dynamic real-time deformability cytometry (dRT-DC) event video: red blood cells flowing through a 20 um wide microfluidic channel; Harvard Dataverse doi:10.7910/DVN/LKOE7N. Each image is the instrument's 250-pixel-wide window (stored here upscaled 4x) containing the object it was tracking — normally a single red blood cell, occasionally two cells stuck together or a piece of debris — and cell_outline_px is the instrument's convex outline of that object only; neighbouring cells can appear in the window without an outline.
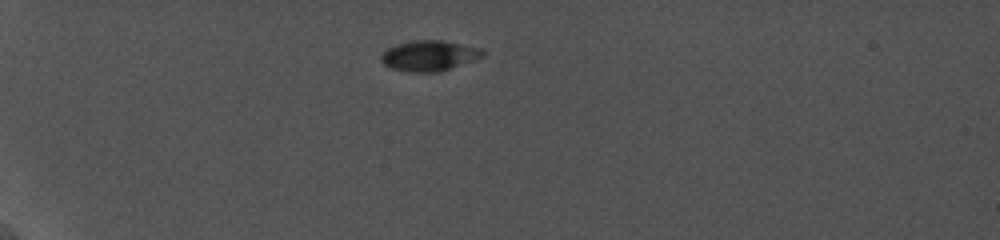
{"species": "common noctule bat (a hibernating species)", "species_latin": "Nyctalus noctula", "temperature_condition": "cold", "stored_images_in_passage": 49, "camera_frame_rate_fps": 5000, "um_per_image_px": 0.085, "animal": {"sex": "female", "body_mass_g": 19.0, "forearm_length_mm": 56.7}, "frame": {"image": 1, "passage_image": 1, "time_ms": 0.0, "image_size_px": [1000, 240], "cell_outline_px": [[488, 52], [484, 56], [476, 60], [440, 72], [408, 72], [392, 68], [384, 64], [380, 60], [380, 56], [388, 48], [396, 44], [412, 40], [444, 40], [480, 48]], "centroid_in_image_um": [36.52, 4.73], "position_along_channel_um": 48.5, "area_um2": 18.32}}
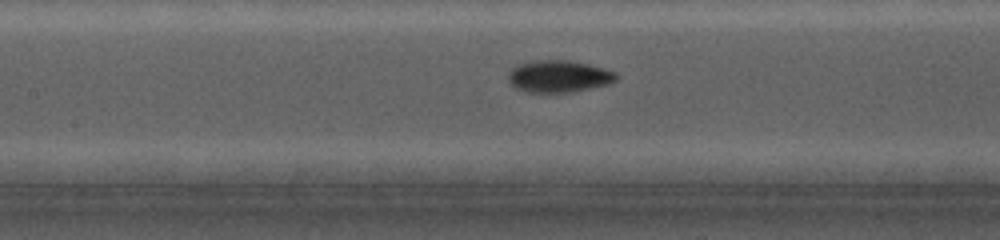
{"frame": {"image": 2, "passage_image": 21, "time_ms": 4.4, "image_size_px": [1000, 240], "cell_outline_px": [[620, 76], [616, 80], [608, 84], [572, 92], [528, 92], [516, 88], [508, 80], [508, 72], [516, 64], [536, 60], [568, 60], [588, 64], [604, 68], [616, 72]], "centroid_in_image_um": [47.5, 6.48], "position_along_channel_um": 159.9, "area_um2": 20.23}}
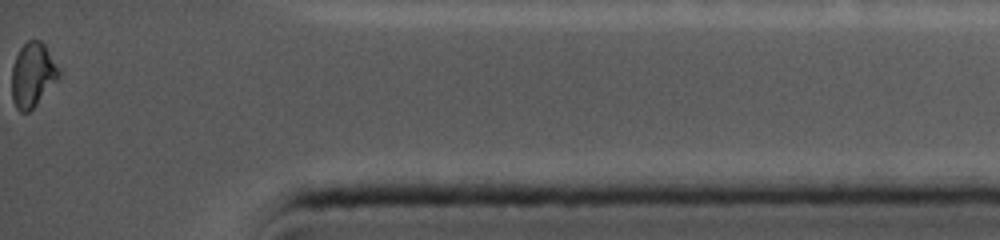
{"frame": {"image": 3, "passage_image": 49, "time_ms": 12.0, "image_size_px": [1000, 240], "cell_outline_px": [[60, 76], [36, 104], [28, 112], [20, 112], [16, 108], [12, 100], [12, 68], [16, 56], [20, 48], [28, 40], [40, 40], [44, 44], [60, 72]], "centroid_in_image_um": [2.75, 6.37], "position_along_channel_um": 432.5, "area_um2": 17.28}, "authors_computed_cell_mechanics": {"area_um2": 18.4382, "velocity_mm_per_s": 3.7671, "shape_relaxation_time_tau1_ms": 5.3514, "shape_relaxation_time_tau2_ms": 1.5779, "deformation_change_tau1": 0.1077, "deformation_change_tau2": 0.0264}}